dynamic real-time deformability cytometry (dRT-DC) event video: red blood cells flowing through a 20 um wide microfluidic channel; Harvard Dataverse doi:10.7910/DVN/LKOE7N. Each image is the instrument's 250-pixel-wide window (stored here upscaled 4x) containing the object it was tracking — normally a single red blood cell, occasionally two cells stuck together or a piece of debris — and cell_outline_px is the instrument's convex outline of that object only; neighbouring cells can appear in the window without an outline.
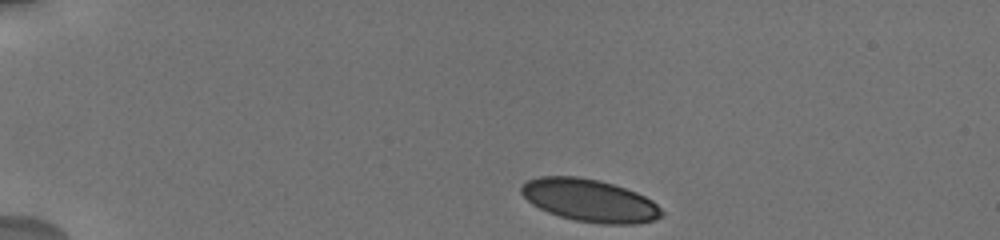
{"species": "human", "species_latin": "Homo sapiens", "temperature_condition": "cold", "stored_images_in_passage": 48, "camera_frame_rate_fps": 3000, "um_per_image_px": 0.085, "donor": {"sex": "male"}, "frame": {"image": 1, "passage_image": 1, "time_ms": 0.0, "image_size_px": [1000, 240], "cell_outline_px": [[664, 212], [656, 220], [636, 224], [600, 224], [576, 220], [560, 216], [548, 212], [532, 204], [520, 192], [520, 184], [528, 180], [540, 176], [576, 176], [600, 180], [636, 192], [652, 200]], "centroid_in_image_um": [50.11, 17.03], "position_along_channel_um": 34.9, "area_um2": 34.8}}
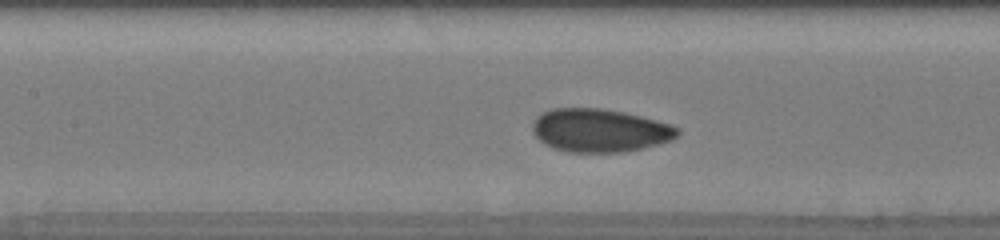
{"frame": {"image": 2, "passage_image": 17, "time_ms": 5.333, "image_size_px": [1000, 240], "cell_outline_px": [[680, 132], [672, 140], [624, 152], [568, 152], [552, 148], [544, 144], [532, 132], [532, 124], [536, 116], [552, 108], [600, 108], [624, 112], [640, 116], [668, 124], [680, 128]], "centroid_in_image_um": [50.93, 11.08], "position_along_channel_um": 156.5, "area_um2": 36.41}}
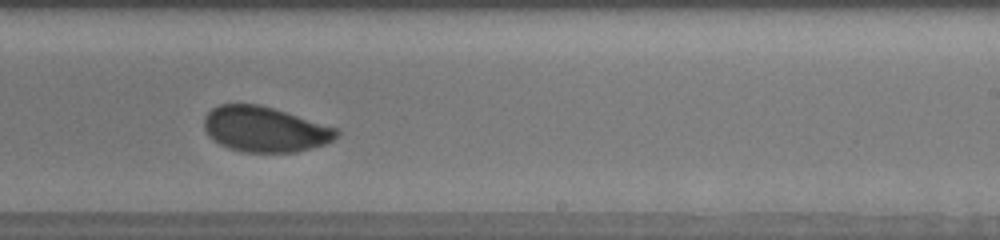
{"frame": {"image": 3, "passage_image": 27, "time_ms": 8.333, "image_size_px": [1000, 240], "cell_outline_px": [[340, 132], [332, 140], [324, 144], [312, 148], [296, 152], [240, 152], [228, 148], [220, 144], [208, 136], [204, 128], [204, 116], [212, 108], [220, 104], [260, 104], [336, 128]], "centroid_in_image_um": [22.46, 10.99], "position_along_channel_um": 266.5, "area_um2": 34.85}, "authors_computed_cell_mechanics": {"area_um2": 34.9979, "velocity_mm_per_s": 3.6854, "shape_relaxation_time_tau1_ms": 3.8784, "shape_relaxation_time_tau2_ms": 0.6744, "deformation_change_tau1": 0.088, "deformation_change_tau2": 0.0577}}